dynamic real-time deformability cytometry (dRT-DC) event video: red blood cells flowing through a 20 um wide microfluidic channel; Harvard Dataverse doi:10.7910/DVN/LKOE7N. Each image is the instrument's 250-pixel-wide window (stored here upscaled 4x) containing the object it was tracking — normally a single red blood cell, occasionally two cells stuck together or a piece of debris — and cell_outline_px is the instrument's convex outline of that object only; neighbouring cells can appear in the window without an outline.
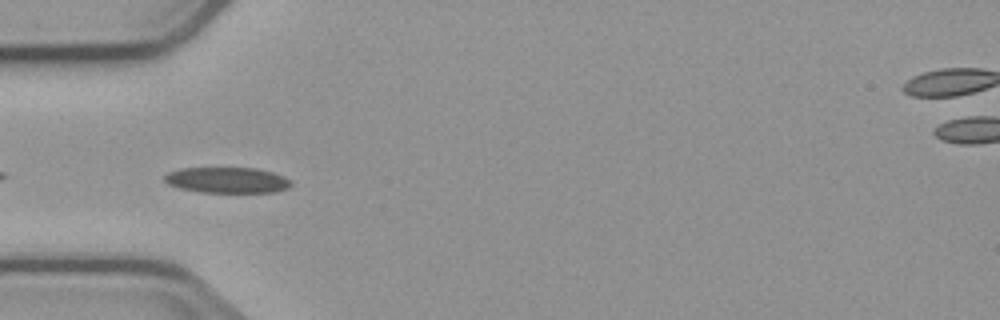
{"species": "common noctule bat (a hibernating species)", "species_latin": "Nyctalus noctula", "temperature_condition": "cold", "stored_images_in_passage": 5, "camera_frame_rate_fps": 3000, "um_per_image_px": 0.085, "animal": {"sex": "male", "body_mass_g": 23.1, "forearm_length_mm": 52.7}, "frame": {"image": 1, "passage_image": 4, "time_ms": 4.333, "image_size_px": [1000, 320], "cell_outline_px": [[292, 184], [288, 188], [276, 192], [200, 192], [180, 188], [168, 184], [164, 180], [164, 176], [168, 172], [180, 168], [256, 168], [272, 172], [284, 176], [292, 180]], "centroid_in_image_um": [19.33, 15.31], "position_along_channel_um": 65.7, "area_um2": 19.07}}
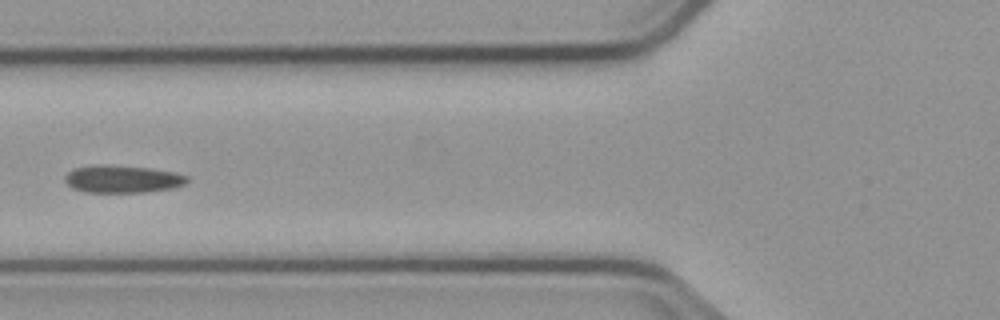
{"frame": {"image": 2, "passage_image": 5, "time_ms": 5.667, "image_size_px": [1000, 320], "cell_outline_px": [[188, 180], [184, 184], [172, 188], [144, 192], [84, 192], [72, 188], [64, 180], [64, 176], [72, 168], [92, 164], [108, 164], [152, 168], [176, 172], [188, 176]], "centroid_in_image_um": [10.37, 15.19], "position_along_channel_um": 115.4, "area_um2": 19.94}}